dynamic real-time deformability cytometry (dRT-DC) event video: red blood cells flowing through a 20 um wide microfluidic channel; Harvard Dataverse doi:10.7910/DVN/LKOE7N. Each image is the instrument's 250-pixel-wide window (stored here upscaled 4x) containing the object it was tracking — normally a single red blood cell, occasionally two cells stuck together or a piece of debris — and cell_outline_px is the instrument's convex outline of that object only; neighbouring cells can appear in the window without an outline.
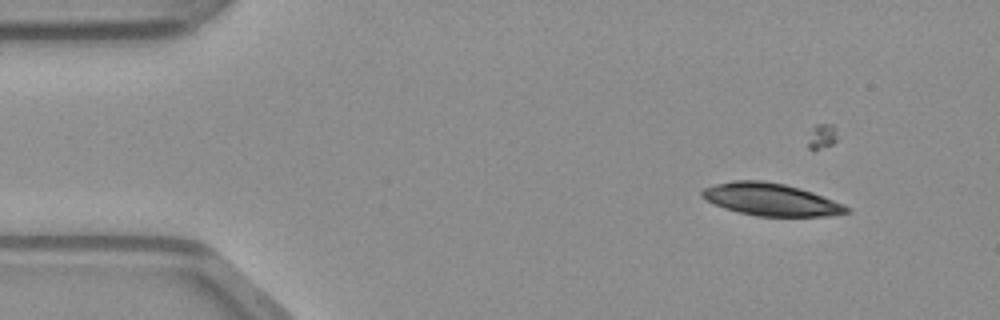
{"species": "common noctule bat (a hibernating species)", "species_latin": "Nyctalus noctula", "temperature_condition": "warm", "stored_images_in_passage": 39, "camera_frame_rate_fps": 3000, "um_per_image_px": 0.085, "animal": {"sex": "male", "body_mass_g": 23.1, "forearm_length_mm": 52.7}, "frame": {"image": 1, "passage_image": 6, "time_ms": 1.667, "image_size_px": [1000, 320], "cell_outline_px": [[852, 212], [828, 216], [756, 216], [724, 208], [700, 196], [700, 192], [704, 188], [712, 184], [732, 180], [764, 180], [784, 184], [800, 188], [812, 192], [844, 204], [852, 208]], "centroid_in_image_um": [65.54, 16.95], "position_along_channel_um": 19.5, "area_um2": 27.4}}